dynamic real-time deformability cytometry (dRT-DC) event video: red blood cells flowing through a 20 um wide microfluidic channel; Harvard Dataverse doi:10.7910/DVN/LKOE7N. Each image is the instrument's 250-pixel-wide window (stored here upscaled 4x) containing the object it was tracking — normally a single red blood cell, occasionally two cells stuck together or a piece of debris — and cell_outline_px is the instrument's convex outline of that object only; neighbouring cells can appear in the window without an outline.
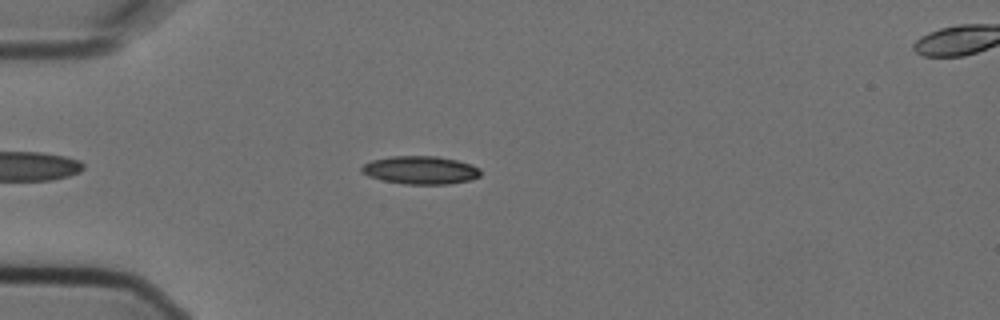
{"species": "Egyptian fruit bat (a non-hibernating species)", "species_latin": "Rousettus aegyptiacus", "temperature_condition": "cold", "stored_images_in_passage": 5, "segment_of_instrument_passage": [1, 2], "camera_frame_rate_fps": 3000, "um_per_image_px": 0.085, "animal": {"sex": "female"}, "frame": {"image": 1, "passage_image": 4, "time_ms": 1.0, "image_size_px": [1000, 320], "cell_outline_px": [[480, 176], [468, 180], [448, 184], [404, 184], [384, 180], [368, 176], [360, 172], [360, 168], [364, 164], [372, 160], [388, 156], [436, 156], [456, 160], [480, 168]], "centroid_in_image_um": [35.69, 14.45], "position_along_channel_um": 49.3, "area_um2": 19.36}}